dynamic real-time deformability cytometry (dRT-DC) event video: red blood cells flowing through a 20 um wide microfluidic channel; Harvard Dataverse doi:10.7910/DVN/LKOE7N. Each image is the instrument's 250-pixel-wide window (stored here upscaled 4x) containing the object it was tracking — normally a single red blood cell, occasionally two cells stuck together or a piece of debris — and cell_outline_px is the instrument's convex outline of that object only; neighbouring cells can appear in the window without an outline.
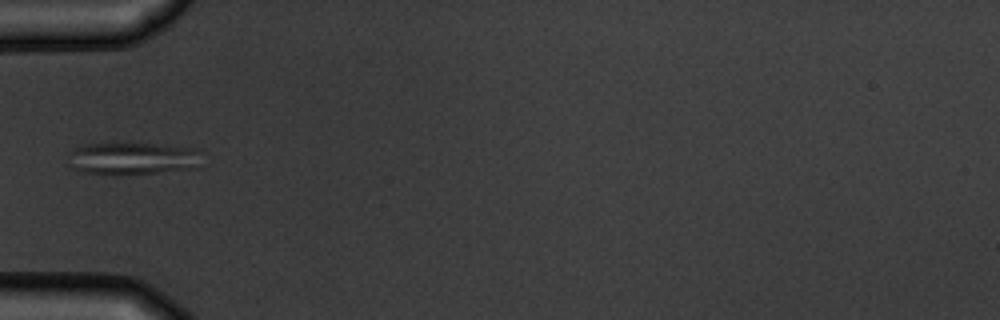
{"species": "common noctule bat (a hibernating species)", "species_latin": "Nyctalus noctula", "temperature_condition": "warm", "stored_images_in_passage": 1, "camera_frame_rate_fps": 3000, "um_per_image_px": 0.085, "animal": {"sex": "male", "body_mass_g": 19.5, "forearm_length_mm": 54.6}, "frame": {"image": 1, "passage_image": 1, "time_ms": 0.0, "image_size_px": [1000, 320], "cell_outline_px": [[200, 168], [116, 176], [84, 172], [72, 168], [68, 164], [72, 152], [76, 148], [84, 144], [152, 144], [196, 148]], "centroid_in_image_um": [11.26, 13.5], "position_along_channel_um": 73.7, "area_um2": 25.09}}